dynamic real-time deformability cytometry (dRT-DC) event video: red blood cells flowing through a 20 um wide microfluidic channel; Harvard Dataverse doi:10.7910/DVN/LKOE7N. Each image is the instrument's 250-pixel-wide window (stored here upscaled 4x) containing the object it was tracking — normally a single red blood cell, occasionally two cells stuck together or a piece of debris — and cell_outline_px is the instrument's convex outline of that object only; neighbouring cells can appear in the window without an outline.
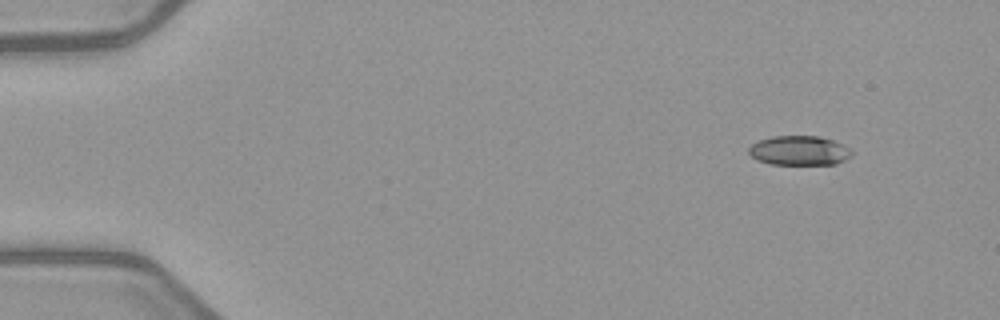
{"species": "common noctule bat (a hibernating species)", "species_latin": "Nyctalus noctula", "temperature_condition": "warm", "stored_images_in_passage": 4, "camera_frame_rate_fps": 3000, "um_per_image_px": 0.085, "animal": {"sex": "female", "body_mass_g": 21.9}, "frame": {"image": 1, "passage_image": 1, "time_ms": 0.0, "image_size_px": [1000, 320], "cell_outline_px": [[852, 156], [836, 164], [768, 164], [756, 160], [748, 152], [748, 148], [752, 144], [760, 140], [772, 136], [820, 136], [832, 140], [848, 148], [852, 152]], "centroid_in_image_um": [67.91, 12.8], "position_along_channel_um": 17.1, "area_um2": 17.63}}
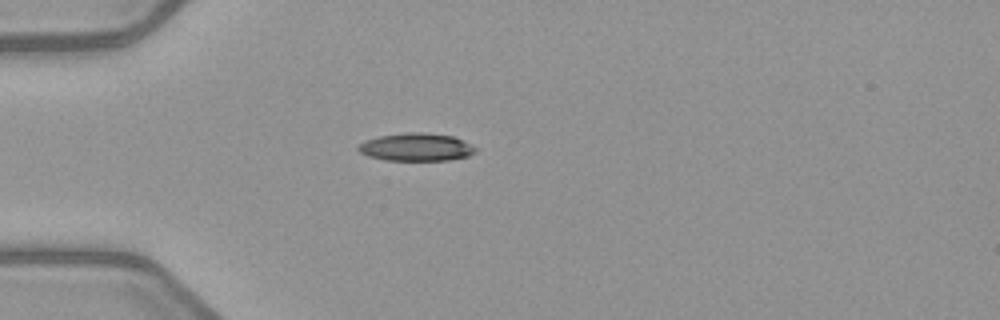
{"frame": {"image": 2, "passage_image": 3, "time_ms": 3.333, "image_size_px": [1000, 320], "cell_outline_px": [[476, 152], [468, 156], [448, 160], [384, 160], [368, 156], [360, 152], [356, 148], [364, 140], [380, 136], [408, 132], [424, 132], [452, 136], [476, 148]], "centroid_in_image_um": [35.34, 12.5], "position_along_channel_um": 49.7, "area_um2": 18.84}}